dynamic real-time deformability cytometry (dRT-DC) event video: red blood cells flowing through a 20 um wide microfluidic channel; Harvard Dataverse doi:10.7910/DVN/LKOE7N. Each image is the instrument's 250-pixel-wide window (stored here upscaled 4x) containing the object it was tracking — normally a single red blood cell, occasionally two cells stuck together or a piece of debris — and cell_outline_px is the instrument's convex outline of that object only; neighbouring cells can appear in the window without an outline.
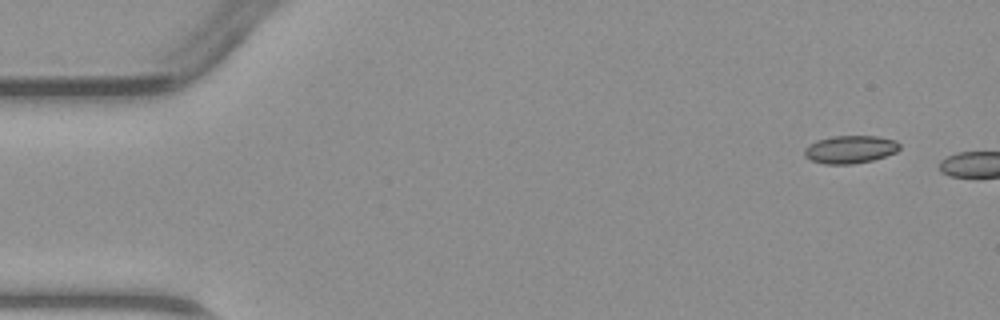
{"species": "common noctule bat (a hibernating species)", "species_latin": "Nyctalus noctula", "temperature_condition": "warm", "stored_images_in_passage": 2, "camera_frame_rate_fps": 3000, "um_per_image_px": 0.085, "animal": {"sex": "male", "body_mass_g": 23.1, "forearm_length_mm": 52.7}, "frame": {"image": 1, "passage_image": 1, "time_ms": 0.0, "image_size_px": [1000, 320], "cell_outline_px": [[900, 148], [896, 152], [872, 160], [852, 164], [824, 164], [812, 160], [804, 156], [804, 148], [816, 140], [832, 136], [876, 136], [896, 140], [900, 144]], "centroid_in_image_um": [72.26, 12.69], "position_along_channel_um": 12.7, "area_um2": 15.43}}